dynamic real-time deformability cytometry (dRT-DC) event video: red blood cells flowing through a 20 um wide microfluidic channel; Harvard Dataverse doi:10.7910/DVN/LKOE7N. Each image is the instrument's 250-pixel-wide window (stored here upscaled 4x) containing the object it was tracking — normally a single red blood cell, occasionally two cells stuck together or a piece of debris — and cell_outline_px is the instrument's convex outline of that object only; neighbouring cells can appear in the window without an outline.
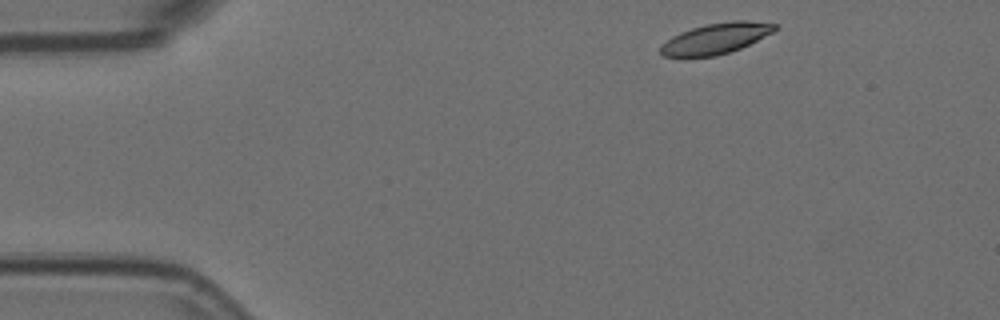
{"species": "Egyptian fruit bat (a non-hibernating species)", "species_latin": "Rousettus aegyptiacus", "temperature_condition": "room temperature", "stored_images_in_passage": 12, "camera_frame_rate_fps": 3000, "um_per_image_px": 0.085, "animal": {"sex": "female"}, "frame": {"image": 1, "passage_image": 1, "time_ms": 0.0, "image_size_px": [1000, 320], "cell_outline_px": [[776, 28], [772, 32], [740, 48], [716, 56], [664, 56], [660, 52], [660, 48], [672, 36], [680, 32], [692, 28], [708, 24], [732, 20], [748, 20], [776, 24]], "centroid_in_image_um": [60.85, 3.26], "position_along_channel_um": 24.2, "area_um2": 19.94}}
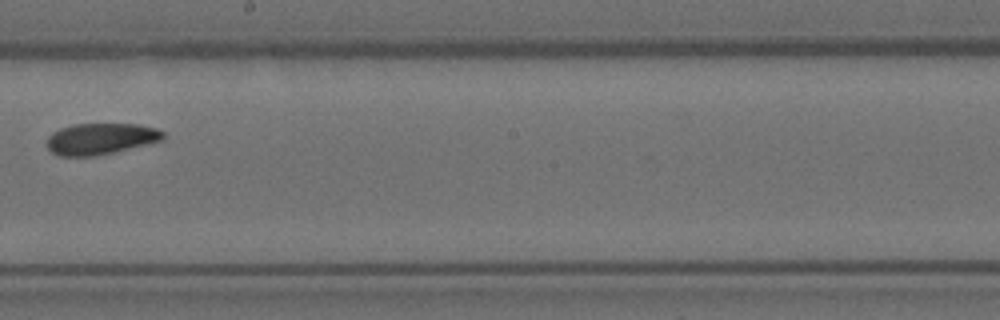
{"frame": {"image": 2, "passage_image": 7, "time_ms": 2.0, "image_size_px": [1000, 320], "cell_outline_px": [[164, 140], [96, 156], [56, 156], [48, 148], [48, 136], [52, 132], [60, 128], [76, 124], [140, 124], [156, 128], [164, 132]], "centroid_in_image_um": [8.56, 11.8], "position_along_channel_um": 239.6, "area_um2": 21.21}}
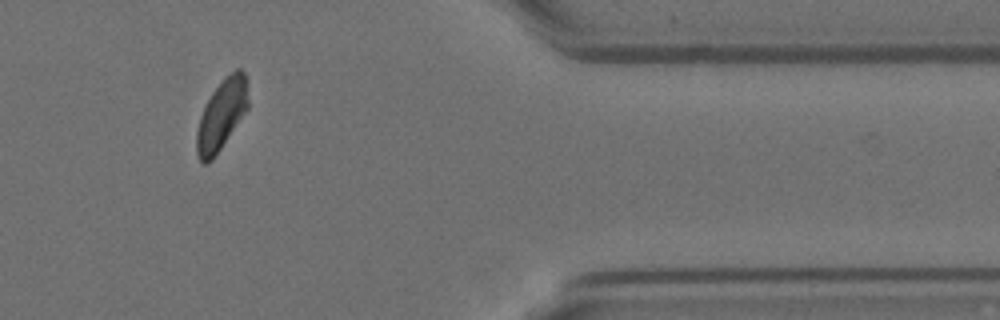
{"frame": {"image": 3, "passage_image": 11, "time_ms": 3.333, "image_size_px": [1000, 320], "cell_outline_px": [[248, 108], [212, 160], [208, 164], [204, 164], [200, 160], [196, 152], [196, 132], [200, 116], [212, 92], [236, 68], [240, 68], [244, 72], [248, 100]], "centroid_in_image_um": [18.81, 9.8], "position_along_channel_um": 392.6, "area_um2": 20.52}}